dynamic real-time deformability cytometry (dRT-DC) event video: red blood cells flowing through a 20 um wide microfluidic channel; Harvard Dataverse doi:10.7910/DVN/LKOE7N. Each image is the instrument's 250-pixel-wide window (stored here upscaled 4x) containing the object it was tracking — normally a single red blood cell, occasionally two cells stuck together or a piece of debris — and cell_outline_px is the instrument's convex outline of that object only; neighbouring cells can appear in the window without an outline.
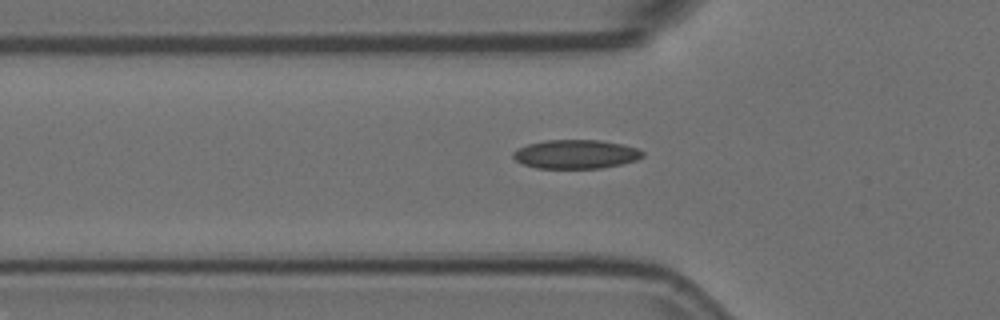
{"species": "Egyptian fruit bat (a non-hibernating species)", "species_latin": "Rousettus aegyptiacus", "temperature_condition": "room temperature", "stored_images_in_passage": 37, "camera_frame_rate_fps": 3000, "um_per_image_px": 0.085, "animal": {"sex": "female"}, "frame": {"image": 1, "passage_image": 6, "time_ms": 1.667, "image_size_px": [1000, 320], "cell_outline_px": [[644, 156], [636, 160], [620, 164], [600, 168], [536, 168], [524, 164], [516, 160], [512, 156], [512, 152], [528, 144], [548, 140], [600, 140], [620, 144], [636, 148], [644, 152]], "centroid_in_image_um": [48.94, 13.11], "position_along_channel_um": 76.9, "area_um2": 21.56}}
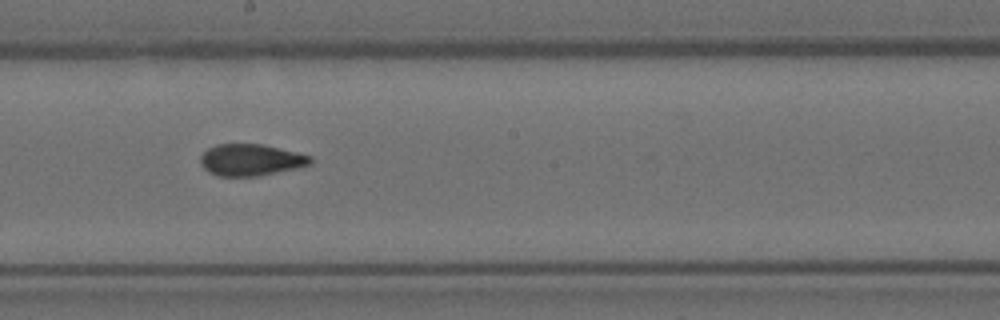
{"frame": {"image": 2, "passage_image": 18, "time_ms": 5.667, "image_size_px": [1000, 320], "cell_outline_px": [[312, 164], [296, 168], [256, 176], [220, 176], [208, 172], [200, 164], [200, 156], [208, 148], [216, 144], [260, 144], [296, 152], [312, 156]], "centroid_in_image_um": [21.29, 13.59], "position_along_channel_um": 226.9, "area_um2": 20.17}}
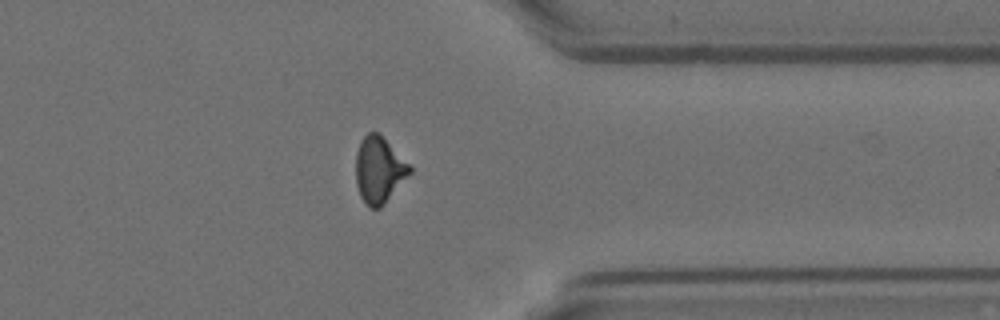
{"frame": {"image": 3, "passage_image": 31, "time_ms": 10.0, "image_size_px": [1000, 320], "cell_outline_px": [[412, 172], [384, 204], [380, 208], [368, 208], [360, 196], [356, 184], [356, 152], [360, 140], [368, 132], [376, 132], [412, 168]], "centroid_in_image_um": [32.18, 14.49], "position_along_channel_um": 379.2, "area_um2": 20.46}, "authors_computed_cell_mechanics": {"area_um2": 20.8658, "velocity_mm_per_s": 3.7221, "shape_relaxation_time_tau1_ms": null, "shape_relaxation_time_tau2_ms": 1.9006, "deformation_change_tau1": null, "deformation_change_tau2": 0.0751}}